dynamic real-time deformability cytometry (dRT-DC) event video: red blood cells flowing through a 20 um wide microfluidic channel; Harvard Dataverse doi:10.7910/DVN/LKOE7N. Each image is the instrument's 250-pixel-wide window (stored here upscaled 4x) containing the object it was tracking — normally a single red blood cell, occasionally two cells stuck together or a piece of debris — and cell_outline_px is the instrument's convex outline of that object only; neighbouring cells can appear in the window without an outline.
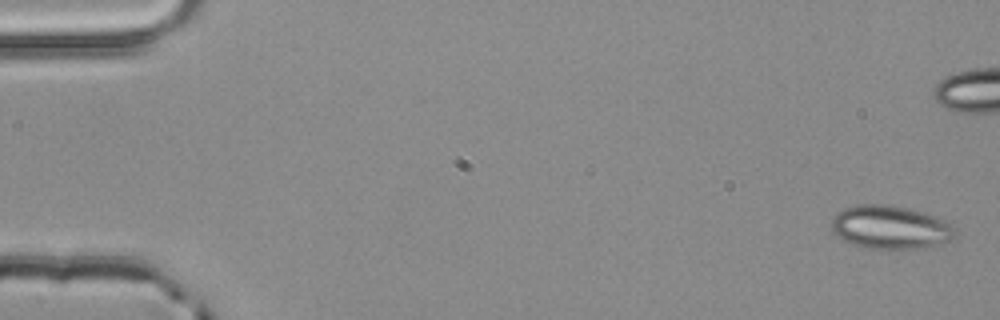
{"species": "common noctule bat (a hibernating species)", "species_latin": "Nyctalus noctula", "temperature_condition": "room temperature", "stored_images_in_passage": 5, "camera_frame_rate_fps": 3000, "um_per_image_px": 0.085, "animal": {"sex": "male", "body_mass_g": 20.4}, "frame": {"image": 1, "passage_image": 1, "time_ms": 0.0, "image_size_px": [1000, 320], "cell_outline_px": [[956, 236], [952, 240], [916, 248], [864, 248], [852, 244], [844, 240], [832, 232], [832, 220], [836, 212], [844, 208], [856, 204], [888, 204], [924, 212], [936, 216], [952, 224], [956, 228]], "centroid_in_image_um": [75.67, 19.3], "position_along_channel_um": 9.3, "area_um2": 31.27}}